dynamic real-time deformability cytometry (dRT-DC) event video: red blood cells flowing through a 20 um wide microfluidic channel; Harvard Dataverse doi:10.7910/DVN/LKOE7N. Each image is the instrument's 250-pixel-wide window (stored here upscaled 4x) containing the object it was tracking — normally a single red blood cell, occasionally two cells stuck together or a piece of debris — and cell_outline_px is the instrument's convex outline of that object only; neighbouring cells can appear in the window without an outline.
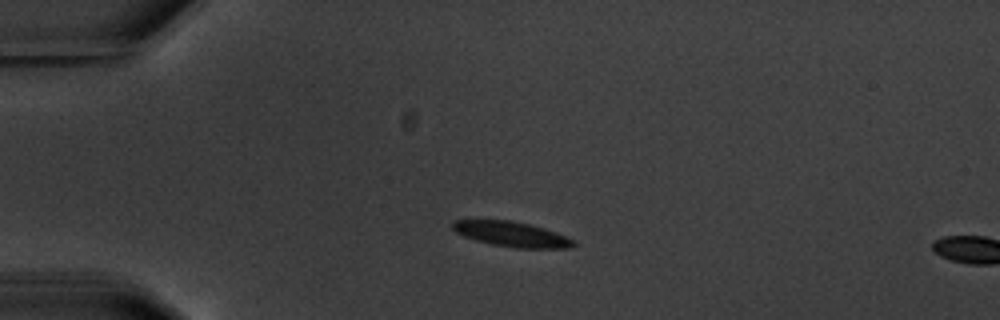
{"species": "common noctule bat (a hibernating species)", "species_latin": "Nyctalus noctula", "temperature_condition": "warm", "stored_images_in_passage": 2, "camera_frame_rate_fps": 3000, "um_per_image_px": 0.085, "animal": {"sex": "male", "body_mass_g": 20.1, "forearm_length_mm": 53.5}, "frame": {"image": 1, "passage_image": 1, "time_ms": 0.0, "image_size_px": [1000, 320], "cell_outline_px": [[576, 244], [572, 248], [516, 248], [492, 244], [476, 240], [464, 236], [456, 232], [452, 228], [452, 220], [512, 220], [544, 228], [556, 232], [576, 240]], "centroid_in_image_um": [43.52, 19.9], "position_along_channel_um": 41.5, "area_um2": 17.69}}